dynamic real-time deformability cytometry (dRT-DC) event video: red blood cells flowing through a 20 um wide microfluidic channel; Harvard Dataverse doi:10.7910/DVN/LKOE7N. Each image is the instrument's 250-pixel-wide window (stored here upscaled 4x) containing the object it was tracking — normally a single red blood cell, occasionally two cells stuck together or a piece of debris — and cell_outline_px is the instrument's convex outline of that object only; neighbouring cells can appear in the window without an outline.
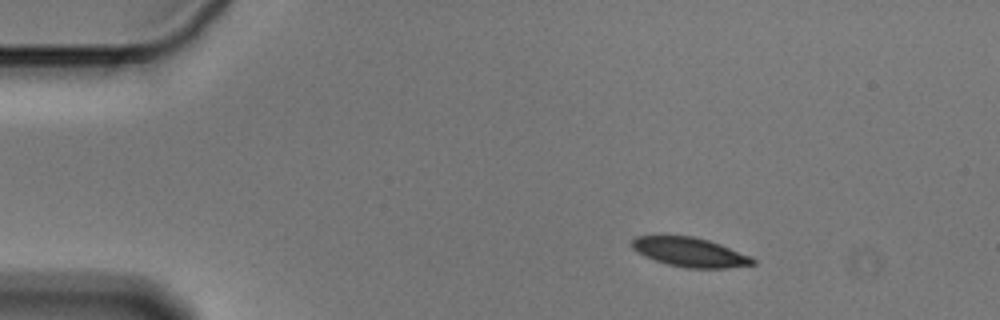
{"species": "Egyptian fruit bat (a non-hibernating species)", "species_latin": "Rousettus aegyptiacus", "temperature_condition": "cold", "stored_images_in_passage": 48, "camera_frame_rate_fps": 3000, "um_per_image_px": 0.085, "animal": {"sex": "male"}, "frame": {"image": 1, "passage_image": 1, "time_ms": 0.0, "image_size_px": [1000, 320], "cell_outline_px": [[756, 264], [728, 268], [688, 268], [668, 264], [644, 256], [632, 248], [632, 240], [636, 236], [692, 236], [708, 240], [720, 244], [752, 256], [756, 260]], "centroid_in_image_um": [58.69, 21.44], "position_along_channel_um": 26.3, "area_um2": 20.52}}
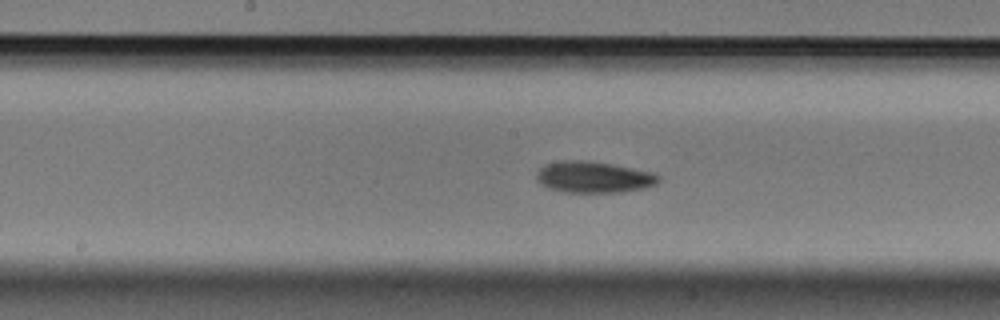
{"frame": {"image": 2, "passage_image": 21, "time_ms": 6.667, "image_size_px": [1000, 320], "cell_outline_px": [[660, 180], [656, 184], [644, 188], [620, 192], [564, 192], [548, 188], [540, 184], [536, 180], [536, 172], [544, 164], [560, 160], [588, 160], [612, 164], [656, 172], [660, 176]], "centroid_in_image_um": [50.45, 15.04], "position_along_channel_um": 197.7, "area_um2": 22.66}}
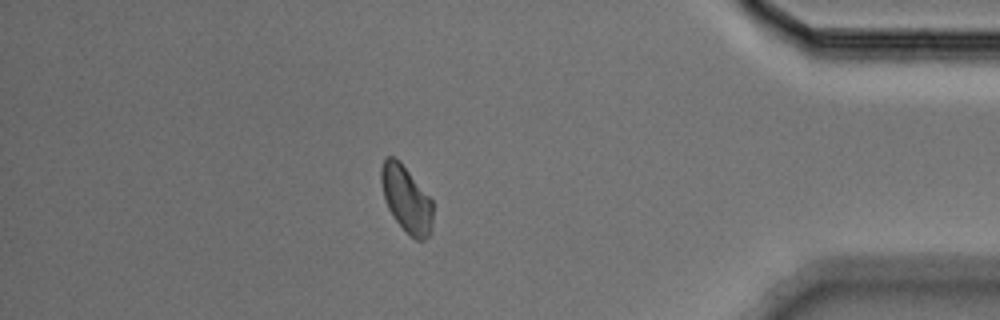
{"frame": {"image": 3, "passage_image": 41, "time_ms": 13.333, "image_size_px": [1000, 320], "cell_outline_px": [[432, 232], [424, 240], [416, 240], [396, 220], [388, 208], [384, 196], [380, 180], [380, 168], [384, 160], [388, 156], [392, 156], [400, 160], [432, 200]], "centroid_in_image_um": [34.54, 16.89], "position_along_channel_um": 400.7, "area_um2": 19.83}, "authors_computed_cell_mechanics": {"area_um2": 20.8658, "velocity_mm_per_s": 3.572, "shape_relaxation_time_tau1_ms": 3.5249, "shape_relaxation_time_tau2_ms": null, "deformation_change_tau1": 0.0816, "deformation_change_tau2": null}}